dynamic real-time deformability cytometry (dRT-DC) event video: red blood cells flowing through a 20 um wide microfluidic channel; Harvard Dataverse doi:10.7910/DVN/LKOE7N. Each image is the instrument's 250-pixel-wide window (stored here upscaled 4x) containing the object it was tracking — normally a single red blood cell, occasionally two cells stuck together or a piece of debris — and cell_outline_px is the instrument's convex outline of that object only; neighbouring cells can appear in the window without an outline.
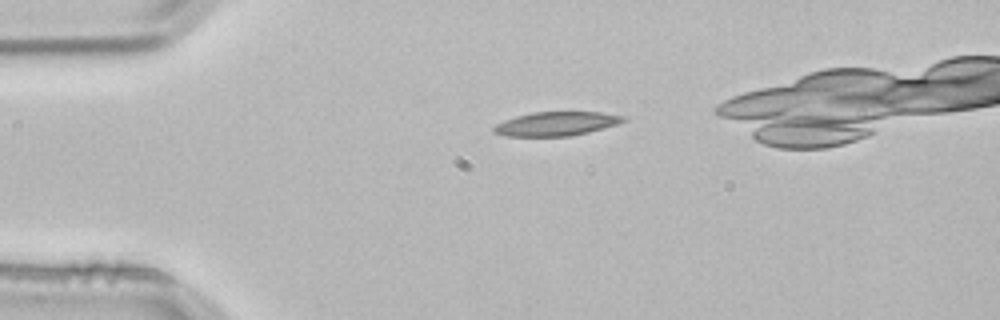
{"species": "common noctule bat (a hibernating species)", "species_latin": "Nyctalus noctula", "temperature_condition": "room temperature", "stored_images_in_passage": 3, "camera_frame_rate_fps": 3000, "um_per_image_px": 0.085, "animal": {"sex": "male", "body_mass_g": 21.5, "forearm_length_mm": 52.0}, "frame": {"image": 1, "passage_image": 2, "time_ms": 0.333, "image_size_px": [1000, 320], "cell_outline_px": [[628, 120], [604, 128], [572, 136], [504, 136], [492, 132], [492, 128], [496, 124], [504, 120], [516, 116], [532, 112], [600, 112], [624, 116]], "centroid_in_image_um": [47.26, 10.52], "position_along_channel_um": 37.7, "area_um2": 18.15}}